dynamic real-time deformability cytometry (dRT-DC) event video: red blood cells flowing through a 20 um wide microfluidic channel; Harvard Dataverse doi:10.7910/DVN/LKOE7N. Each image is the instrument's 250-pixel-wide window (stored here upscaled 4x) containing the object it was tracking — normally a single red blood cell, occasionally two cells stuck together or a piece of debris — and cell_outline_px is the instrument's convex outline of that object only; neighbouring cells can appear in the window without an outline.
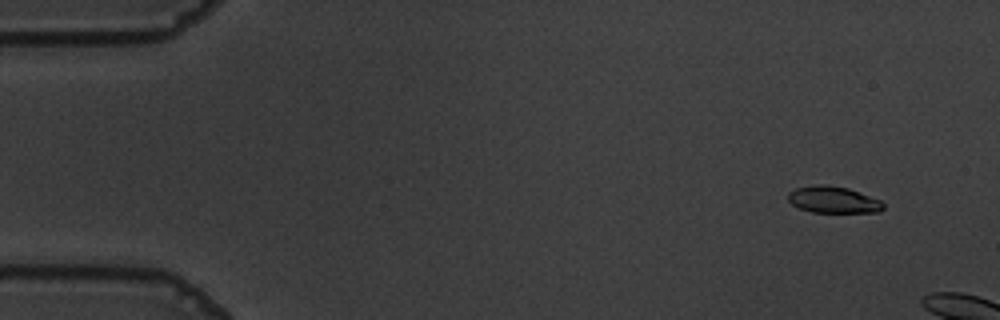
{"species": "common noctule bat (a hibernating species)", "species_latin": "Nyctalus noctula", "temperature_condition": "warm", "stored_images_in_passage": 10, "camera_frame_rate_fps": 3000, "um_per_image_px": 0.085, "animal": {"sex": "male", "body_mass_g": 19.5, "forearm_length_mm": 54.6}, "frame": {"image": 1, "passage_image": 5, "time_ms": 1.333, "image_size_px": [1000, 320], "cell_outline_px": [[884, 208], [880, 212], [812, 212], [800, 208], [792, 204], [788, 200], [788, 192], [796, 188], [816, 184], [824, 184], [848, 188], [880, 200], [884, 204]], "centroid_in_image_um": [70.82, 16.97], "position_along_channel_um": 14.2, "area_um2": 14.74}}